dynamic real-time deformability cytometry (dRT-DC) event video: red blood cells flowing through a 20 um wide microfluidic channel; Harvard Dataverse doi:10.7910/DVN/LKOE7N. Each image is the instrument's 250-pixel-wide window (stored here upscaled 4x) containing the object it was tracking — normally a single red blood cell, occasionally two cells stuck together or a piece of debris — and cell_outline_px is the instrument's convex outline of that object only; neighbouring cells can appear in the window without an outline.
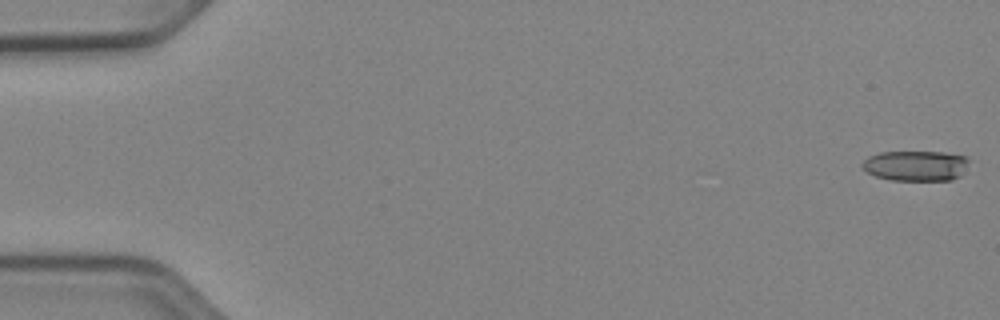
{"species": "Egyptian fruit bat (a non-hibernating species)", "species_latin": "Rousettus aegyptiacus", "temperature_condition": "cold", "stored_images_in_passage": 51, "camera_frame_rate_fps": 3000, "um_per_image_px": 0.085, "animal": {"sex": "female"}, "frame": {"image": 1, "passage_image": 1, "time_ms": 0.0, "image_size_px": [1000, 320], "cell_outline_px": [[968, 160], [964, 172], [960, 176], [952, 180], [892, 180], [876, 176], [868, 172], [860, 164], [868, 156], [880, 152], [944, 152], [968, 156]], "centroid_in_image_um": [77.86, 14.08], "position_along_channel_um": 7.1, "area_um2": 18.9}}
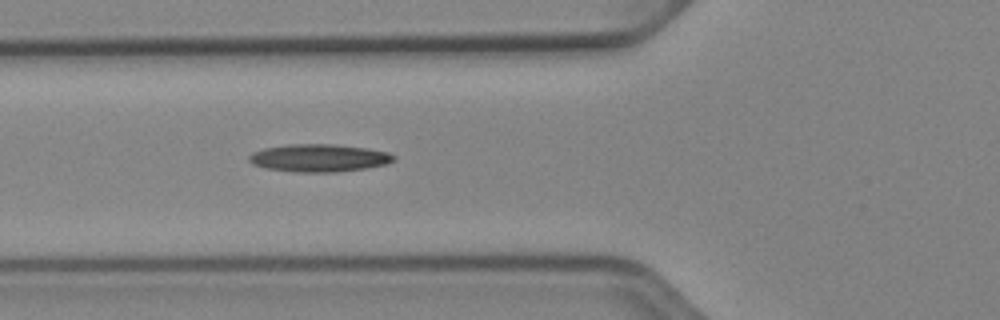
{"frame": {"image": 2, "passage_image": 20, "time_ms": 6.333, "image_size_px": [1000, 320], "cell_outline_px": [[396, 160], [388, 164], [364, 168], [336, 172], [296, 172], [264, 168], [252, 164], [248, 160], [248, 156], [252, 152], [264, 148], [292, 144], [332, 144], [368, 148], [388, 152], [396, 156]], "centroid_in_image_um": [27.12, 13.43], "position_along_channel_um": 98.7, "area_um2": 23.47}}
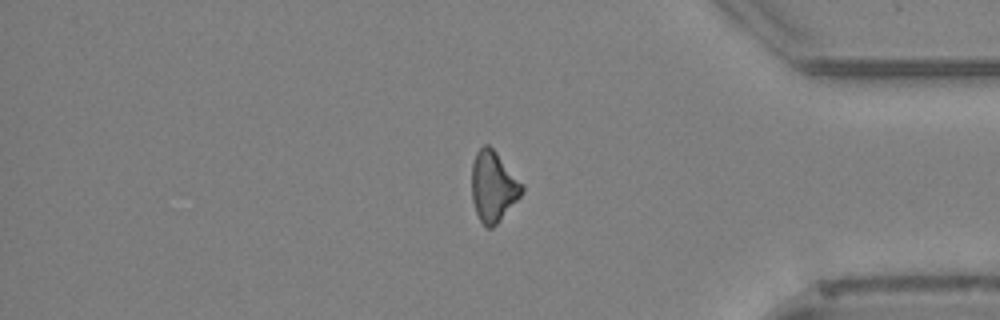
{"frame": {"image": 3, "passage_image": 44, "time_ms": 14.333, "image_size_px": [1000, 320], "cell_outline_px": [[524, 192], [500, 220], [492, 228], [488, 228], [480, 220], [476, 212], [472, 200], [472, 164], [476, 152], [484, 144], [488, 144], [496, 152], [524, 184]], "centroid_in_image_um": [41.94, 15.84], "position_along_channel_um": 393.3, "area_um2": 20.58}}